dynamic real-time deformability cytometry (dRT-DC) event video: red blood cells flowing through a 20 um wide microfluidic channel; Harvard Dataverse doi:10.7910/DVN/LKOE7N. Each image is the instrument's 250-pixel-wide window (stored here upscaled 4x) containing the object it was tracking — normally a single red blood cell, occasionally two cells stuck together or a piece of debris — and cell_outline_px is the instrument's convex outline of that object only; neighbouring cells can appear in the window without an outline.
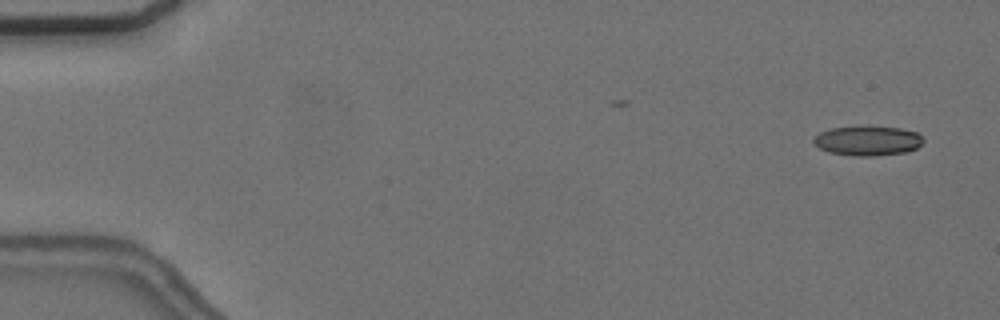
{"species": "common noctule bat (a hibernating species)", "species_latin": "Nyctalus noctula", "temperature_condition": "cold", "stored_images_in_passage": 2, "camera_frame_rate_fps": 3000, "um_per_image_px": 0.085, "animal": {"sex": "female", "body_mass_g": 24.6, "forearm_length_mm": 56.2}, "frame": {"image": 1, "passage_image": 2, "time_ms": 1.333, "image_size_px": [1000, 320], "cell_outline_px": [[924, 140], [916, 148], [908, 152], [876, 156], [852, 156], [828, 152], [820, 148], [812, 140], [820, 132], [832, 128], [856, 124], [868, 124], [900, 128], [916, 132]], "centroid_in_image_um": [73.74, 11.93], "position_along_channel_um": 11.3, "area_um2": 19.59}}